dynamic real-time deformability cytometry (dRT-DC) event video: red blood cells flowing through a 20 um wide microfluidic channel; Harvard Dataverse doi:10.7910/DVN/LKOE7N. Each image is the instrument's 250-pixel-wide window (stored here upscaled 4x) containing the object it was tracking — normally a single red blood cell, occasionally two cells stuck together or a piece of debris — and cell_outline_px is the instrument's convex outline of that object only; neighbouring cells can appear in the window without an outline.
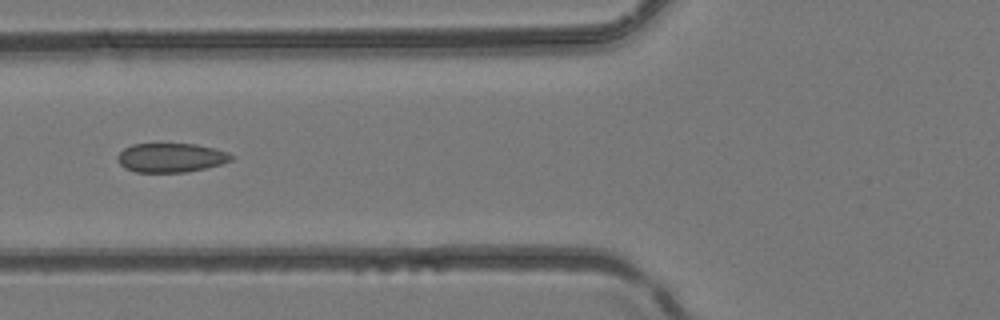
{"species": "common noctule bat (a hibernating species)", "species_latin": "Nyctalus noctula", "temperature_condition": "room temperature", "stored_images_in_passage": 3, "camera_frame_rate_fps": 3000, "um_per_image_px": 0.085, "animal": {"sex": "female", "body_mass_g": 24.6, "forearm_length_mm": 56.2}, "frame": {"image": 1, "passage_image": 3, "time_ms": 0.667, "image_size_px": [1000, 320], "cell_outline_px": [[236, 156], [232, 160], [220, 164], [204, 168], [184, 172], [136, 172], [124, 168], [120, 164], [116, 156], [124, 148], [132, 144], [196, 144], [216, 148], [228, 152]], "centroid_in_image_um": [14.54, 13.39], "position_along_channel_um": 111.3, "area_um2": 19.36}}